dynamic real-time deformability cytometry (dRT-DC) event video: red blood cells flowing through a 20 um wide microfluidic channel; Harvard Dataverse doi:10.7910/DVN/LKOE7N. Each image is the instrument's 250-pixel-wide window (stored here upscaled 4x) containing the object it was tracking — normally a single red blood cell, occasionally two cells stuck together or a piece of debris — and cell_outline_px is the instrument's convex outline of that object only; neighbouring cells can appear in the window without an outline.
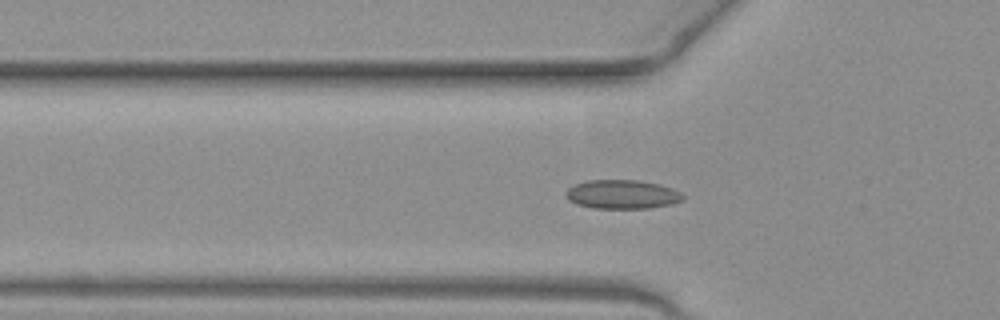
{"species": "common noctule bat (a hibernating species)", "species_latin": "Nyctalus noctula", "temperature_condition": "warm", "stored_images_in_passage": 41, "camera_frame_rate_fps": 3000, "um_per_image_px": 0.085, "animal": {"sex": "female", "body_mass_g": 19.3, "forearm_length_mm": 54.1}, "frame": {"image": 1, "passage_image": 6, "time_ms": 1.667, "image_size_px": [1000, 320], "cell_outline_px": [[684, 196], [680, 200], [672, 204], [648, 208], [596, 208], [576, 204], [568, 200], [564, 192], [568, 188], [576, 184], [588, 180], [636, 180], [660, 184], [672, 188], [680, 192]], "centroid_in_image_um": [52.86, 16.51], "position_along_channel_um": 72.9, "area_um2": 19.65}}
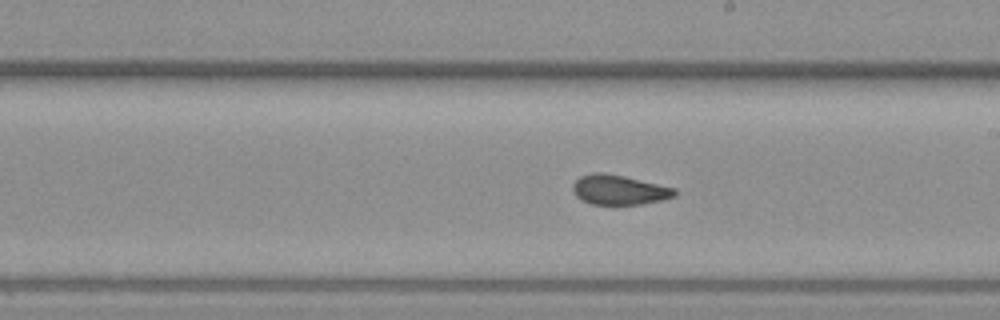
{"frame": {"image": 2, "passage_image": 18, "time_ms": 5.667, "image_size_px": [1000, 320], "cell_outline_px": [[676, 196], [660, 200], [640, 204], [612, 208], [592, 204], [580, 200], [576, 196], [572, 188], [572, 184], [580, 176], [592, 172], [600, 172], [624, 176], [676, 188]], "centroid_in_image_um": [52.58, 16.18], "position_along_channel_um": 236.4, "area_um2": 18.32}}
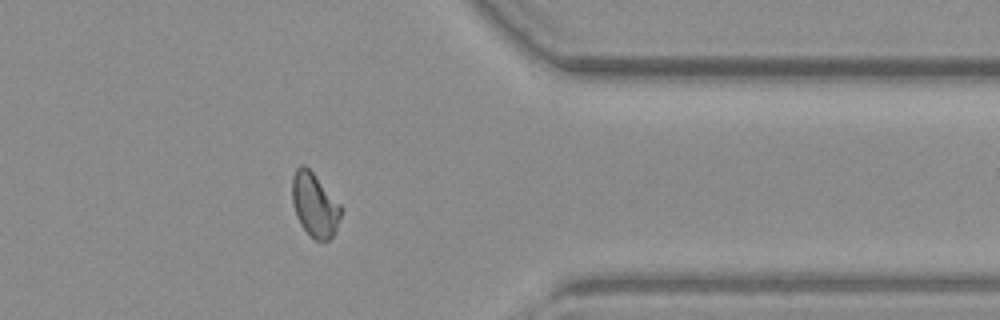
{"frame": {"image": 3, "passage_image": 30, "time_ms": 9.667, "image_size_px": [1000, 320], "cell_outline_px": [[344, 208], [336, 228], [332, 236], [328, 240], [316, 240], [300, 224], [296, 216], [292, 204], [292, 176], [296, 168], [300, 164], [304, 164], [312, 172]], "centroid_in_image_um": [26.74, 17.39], "position_along_channel_um": 384.7, "area_um2": 18.09}, "authors_computed_cell_mechanics": {"area_um2": 18.0914, "velocity_mm_per_s": 4.0785, "shape_relaxation_time_tau1_ms": null, "shape_relaxation_time_tau2_ms": 0.7335, "deformation_change_tau1": null, "deformation_change_tau2": 0.0696}}